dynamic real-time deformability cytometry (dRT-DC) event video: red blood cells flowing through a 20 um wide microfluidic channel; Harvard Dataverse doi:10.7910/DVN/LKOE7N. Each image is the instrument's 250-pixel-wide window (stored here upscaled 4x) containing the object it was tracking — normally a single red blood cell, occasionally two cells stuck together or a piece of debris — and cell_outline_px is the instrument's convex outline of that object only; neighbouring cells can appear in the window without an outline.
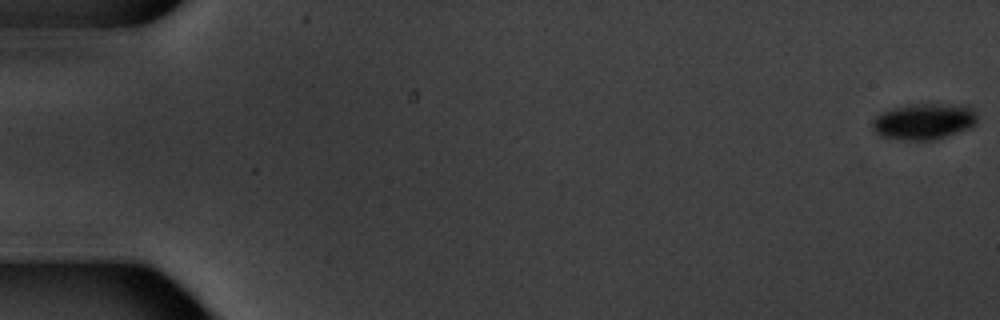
{"species": "common noctule bat (a hibernating species)", "species_latin": "Nyctalus noctula", "temperature_condition": "warm", "stored_images_in_passage": 6, "camera_frame_rate_fps": 3000, "um_per_image_px": 0.085, "animal": {"sex": "male", "body_mass_g": 20.1, "forearm_length_mm": 53.5}, "frame": {"image": 1, "passage_image": 1, "time_ms": 0.0, "image_size_px": [1000, 320], "cell_outline_px": [[976, 124], [968, 128], [936, 140], [900, 140], [880, 136], [872, 132], [872, 120], [880, 112], [912, 104], [968, 104], [976, 112]], "centroid_in_image_um": [78.52, 10.32], "position_along_channel_um": 6.5, "area_um2": 22.37}}
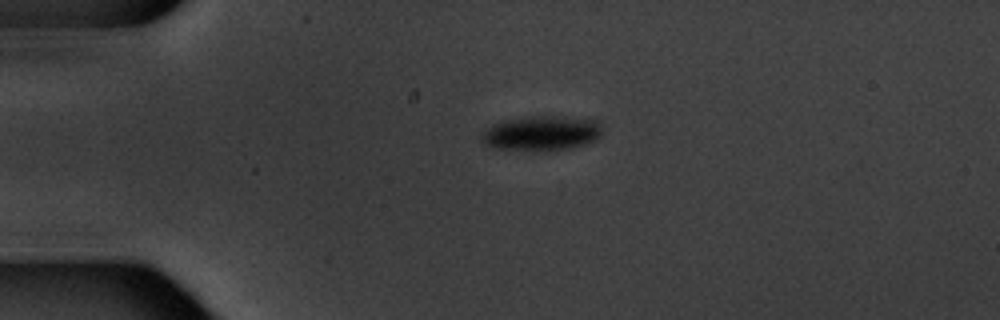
{"frame": {"image": 2, "passage_image": 5, "time_ms": 4.667, "image_size_px": [1000, 320], "cell_outline_px": [[600, 136], [596, 140], [572, 148], [556, 152], [532, 152], [488, 148], [480, 140], [480, 136], [492, 124], [500, 120], [524, 116], [556, 116], [600, 120]], "centroid_in_image_um": [45.97, 11.36], "position_along_channel_um": 39.0, "area_um2": 25.55}}